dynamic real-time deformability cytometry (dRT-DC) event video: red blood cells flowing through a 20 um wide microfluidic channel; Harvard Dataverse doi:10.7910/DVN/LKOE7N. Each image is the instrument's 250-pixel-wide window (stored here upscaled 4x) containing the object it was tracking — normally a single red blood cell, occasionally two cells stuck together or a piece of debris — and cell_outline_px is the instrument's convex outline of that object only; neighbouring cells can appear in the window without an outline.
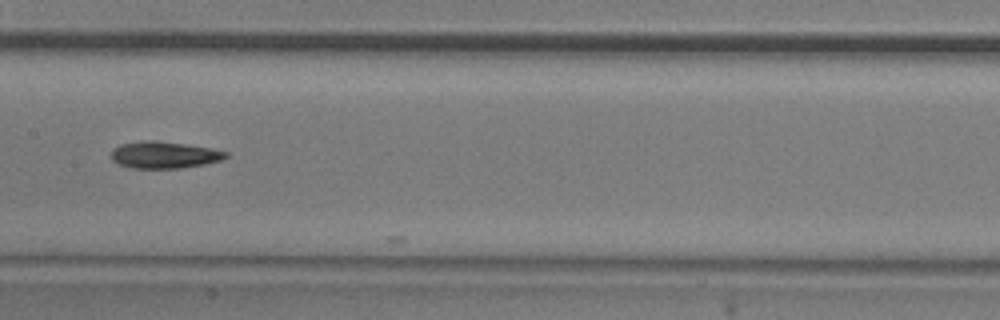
{"species": "common noctule bat (a hibernating species)", "species_latin": "Nyctalus noctula", "temperature_condition": "room temperature", "stored_images_in_passage": 9, "camera_frame_rate_fps": 3000, "um_per_image_px": 0.085, "animal": {"sex": "male", "body_mass_g": 20.5, "forearm_length_mm": 52.5}, "frame": {"image": 1, "passage_image": 8, "time_ms": 2.333, "image_size_px": [1000, 320], "cell_outline_px": [[228, 156], [220, 160], [204, 164], [180, 168], [132, 168], [120, 164], [112, 160], [112, 148], [120, 144], [144, 140], [156, 140], [212, 148], [228, 152]], "centroid_in_image_um": [13.95, 13.16], "position_along_channel_um": 193.5, "area_um2": 17.86}}